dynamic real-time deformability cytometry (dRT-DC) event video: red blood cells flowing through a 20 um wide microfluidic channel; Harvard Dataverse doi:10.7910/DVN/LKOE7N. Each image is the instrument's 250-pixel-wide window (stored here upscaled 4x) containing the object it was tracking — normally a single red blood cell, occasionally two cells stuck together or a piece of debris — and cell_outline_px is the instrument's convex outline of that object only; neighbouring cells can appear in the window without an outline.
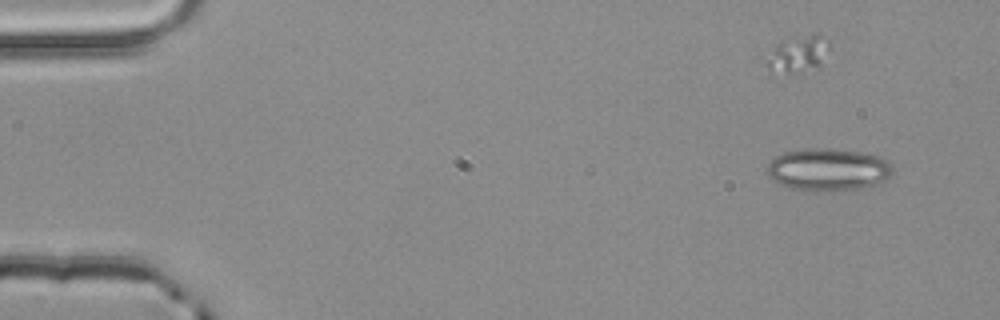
{"species": "common noctule bat (a hibernating species)", "species_latin": "Nyctalus noctula", "temperature_condition": "room temperature", "stored_images_in_passage": 3, "camera_frame_rate_fps": 3000, "um_per_image_px": 0.085, "animal": {"sex": "male", "body_mass_g": 20.4}, "frame": {"image": 1, "passage_image": 1, "time_ms": 0.0, "image_size_px": [1000, 320], "cell_outline_px": [[892, 172], [884, 184], [860, 188], [832, 192], [792, 188], [780, 184], [768, 176], [768, 164], [776, 156], [784, 152], [800, 148], [824, 148], [864, 152], [888, 160], [892, 168]], "centroid_in_image_um": [70.43, 14.42], "position_along_channel_um": 14.6, "area_um2": 31.33}}